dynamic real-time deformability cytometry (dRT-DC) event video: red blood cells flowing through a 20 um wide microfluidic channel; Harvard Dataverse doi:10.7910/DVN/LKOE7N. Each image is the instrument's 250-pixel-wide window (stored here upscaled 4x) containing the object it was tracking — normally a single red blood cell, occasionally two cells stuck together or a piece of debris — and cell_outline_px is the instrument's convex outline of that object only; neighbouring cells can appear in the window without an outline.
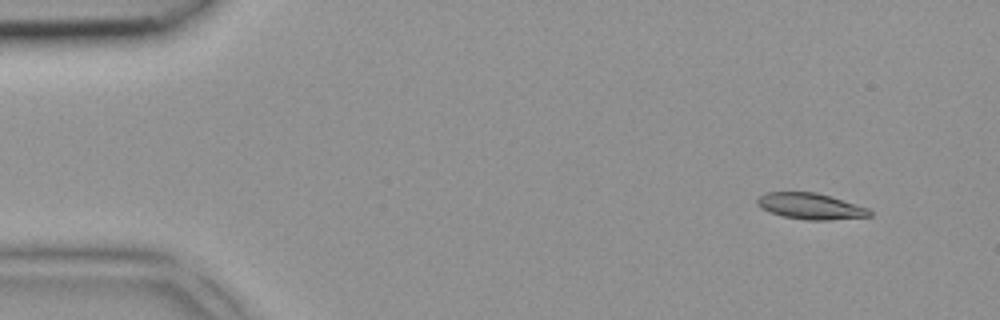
{"species": "common noctule bat (a hibernating species)", "species_latin": "Nyctalus noctula", "temperature_condition": "room temperature", "stored_images_in_passage": 5, "camera_frame_rate_fps": 3000, "um_per_image_px": 0.085, "animal": {"sex": "female", "body_mass_g": 18.4}, "frame": {"image": 1, "passage_image": 1, "time_ms": 0.0, "image_size_px": [1000, 320], "cell_outline_px": [[872, 216], [828, 220], [804, 220], [784, 216], [768, 212], [760, 208], [756, 204], [756, 200], [764, 192], [816, 192], [832, 196], [868, 208], [872, 212]], "centroid_in_image_um": [68.87, 17.52], "position_along_channel_um": 16.1, "area_um2": 17.28}}
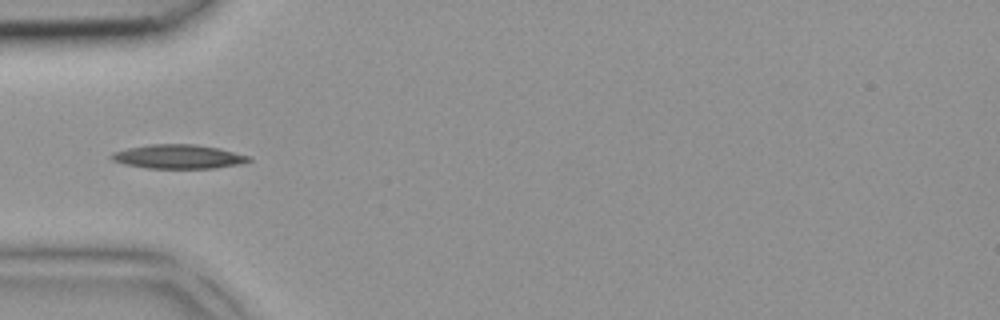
{"frame": {"image": 2, "passage_image": 4, "time_ms": 1.0, "image_size_px": [1000, 320], "cell_outline_px": [[252, 160], [240, 164], [212, 168], [148, 168], [124, 164], [112, 160], [108, 156], [112, 152], [128, 148], [148, 144], [196, 144], [220, 148], [248, 156]], "centroid_in_image_um": [15.12, 13.3], "position_along_channel_um": 69.9, "area_um2": 19.25}}